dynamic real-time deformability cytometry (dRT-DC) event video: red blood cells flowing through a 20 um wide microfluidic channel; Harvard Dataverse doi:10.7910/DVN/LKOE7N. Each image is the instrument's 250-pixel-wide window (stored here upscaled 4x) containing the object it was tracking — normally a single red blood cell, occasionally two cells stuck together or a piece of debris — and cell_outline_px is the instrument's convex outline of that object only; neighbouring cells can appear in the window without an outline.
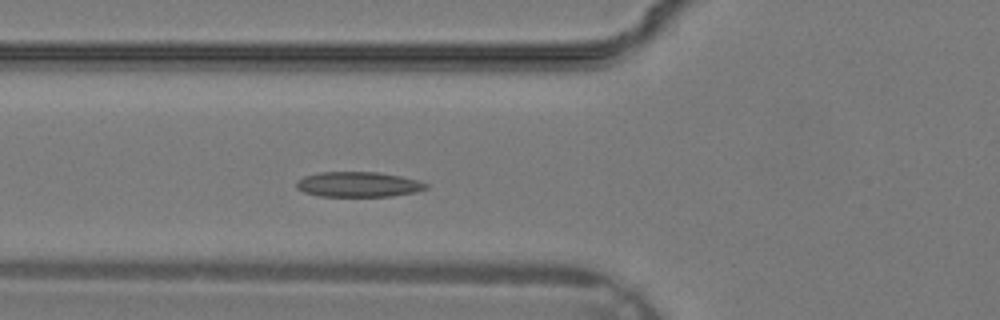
{"species": "common noctule bat (a hibernating species)", "species_latin": "Nyctalus noctula", "temperature_condition": "warm", "stored_images_in_passage": 26, "camera_frame_rate_fps": 3000, "um_per_image_px": 0.085, "animal": {"sex": "male", "body_mass_g": 19.2, "forearm_length_mm": 51.8}, "frame": {"image": 1, "passage_image": 4, "time_ms": 1.0, "image_size_px": [1000, 320], "cell_outline_px": [[428, 188], [416, 192], [392, 196], [320, 196], [304, 192], [296, 188], [296, 180], [304, 176], [320, 172], [376, 172], [400, 176], [416, 180], [428, 184]], "centroid_in_image_um": [30.43, 15.67], "position_along_channel_um": 95.4, "area_um2": 18.96}}
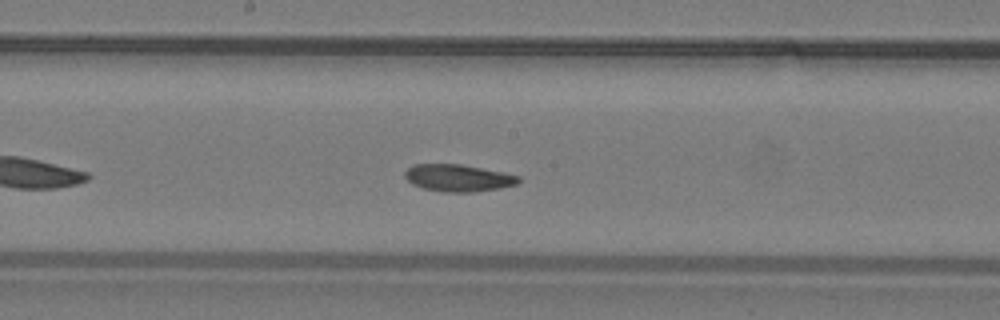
{"frame": {"image": 2, "passage_image": 10, "time_ms": 3.0, "image_size_px": [1000, 320], "cell_outline_px": [[520, 180], [516, 184], [500, 188], [472, 192], [444, 192], [424, 188], [412, 184], [404, 176], [404, 172], [412, 164], [460, 164], [520, 176]], "centroid_in_image_um": [38.9, 15.12], "position_along_channel_um": 209.3, "area_um2": 17.74}}
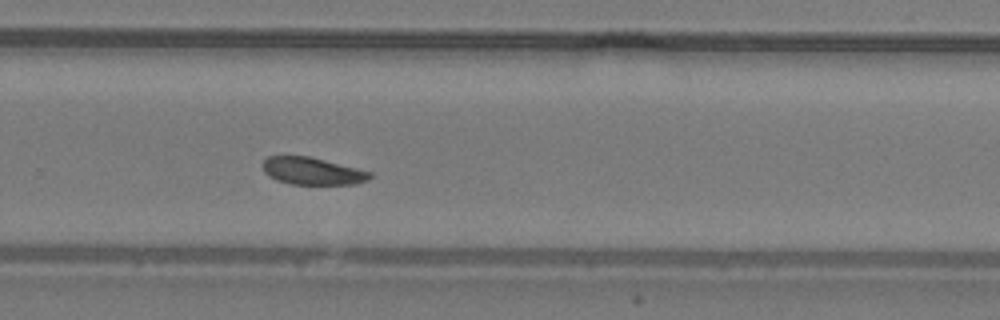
{"frame": {"image": 3, "passage_image": 15, "time_ms": 4.667, "image_size_px": [1000, 320], "cell_outline_px": [[372, 176], [368, 180], [356, 184], [288, 184], [276, 180], [268, 176], [264, 172], [264, 160], [268, 156], [308, 156], [372, 172]], "centroid_in_image_um": [26.54, 14.55], "position_along_channel_um": 303.3, "area_um2": 16.94}}